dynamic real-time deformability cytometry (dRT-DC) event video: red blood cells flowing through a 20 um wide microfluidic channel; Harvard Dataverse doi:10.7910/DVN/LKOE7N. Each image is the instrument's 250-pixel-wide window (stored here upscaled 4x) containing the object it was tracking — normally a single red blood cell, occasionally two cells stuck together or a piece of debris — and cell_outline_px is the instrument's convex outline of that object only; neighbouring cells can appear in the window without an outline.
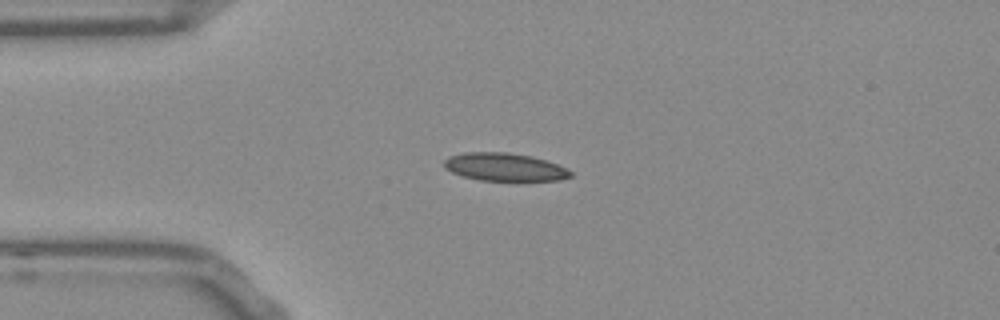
{"species": "Egyptian fruit bat (a non-hibernating species)", "species_latin": "Rousettus aegyptiacus", "temperature_condition": "room temperature", "stored_images_in_passage": 41, "camera_frame_rate_fps": 3000, "um_per_image_px": 0.085, "frame": {"image": 1, "passage_image": 1, "time_ms": 0.0, "image_size_px": [1000, 320], "cell_outline_px": [[572, 176], [556, 180], [480, 180], [464, 176], [452, 172], [444, 168], [444, 160], [448, 156], [464, 152], [504, 152], [532, 156], [556, 164], [572, 172]], "centroid_in_image_um": [42.83, 14.18], "position_along_channel_um": 42.2, "area_um2": 20.29}}
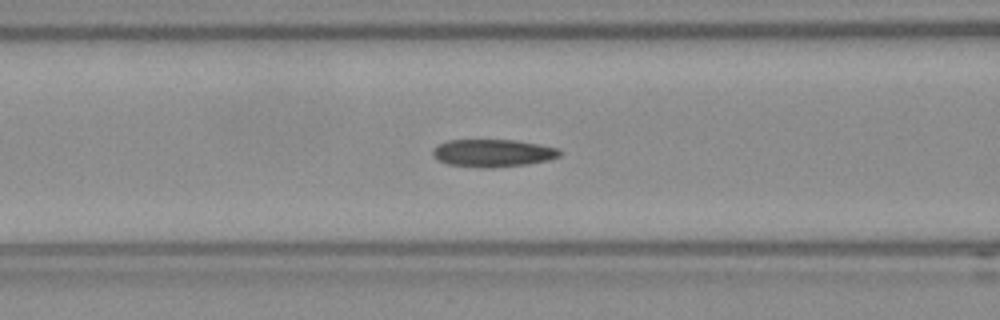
{"frame": {"image": 2, "passage_image": 9, "time_ms": 2.667, "image_size_px": [1000, 320], "cell_outline_px": [[560, 156], [548, 160], [528, 164], [492, 168], [480, 168], [448, 164], [440, 160], [432, 152], [440, 144], [448, 140], [516, 140], [556, 148], [560, 152]], "centroid_in_image_um": [41.91, 13.02], "position_along_channel_um": 124.7, "area_um2": 20.11}}
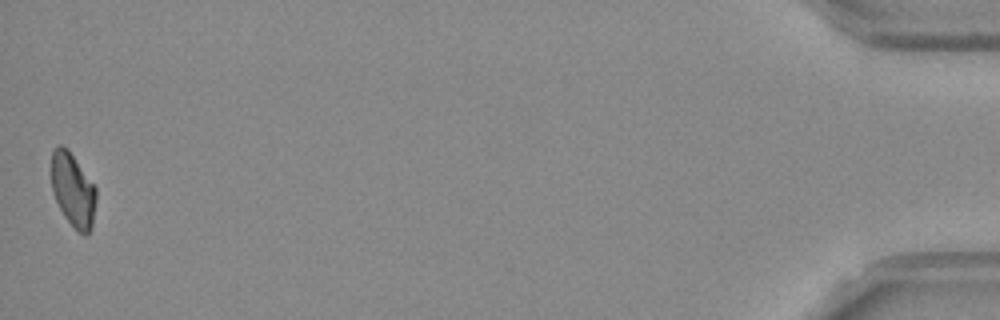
{"frame": {"image": 3, "passage_image": 41, "time_ms": 13.333, "image_size_px": [1000, 320], "cell_outline_px": [[96, 200], [92, 228], [88, 236], [84, 236], [76, 232], [64, 216], [56, 200], [52, 188], [52, 152], [60, 144], [68, 148], [96, 188]], "centroid_in_image_um": [6.23, 16.21], "position_along_channel_um": 429.0, "area_um2": 19.31}, "authors_computed_cell_mechanics": {"area_um2": 20.1144, "velocity_mm_per_s": 3.7966, "shape_relaxation_time_tau1_ms": 8.0614, "shape_relaxation_time_tau2_ms": 2.5341, "deformation_change_tau1": 0.1832, "deformation_change_tau2": 0.0951}}